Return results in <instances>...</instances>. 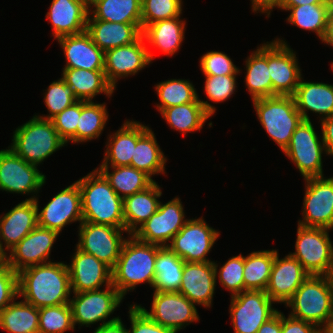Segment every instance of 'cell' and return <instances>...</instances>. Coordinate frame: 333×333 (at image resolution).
I'll use <instances>...</instances> for the list:
<instances>
[{"instance_id":"cell-1","label":"cell","mask_w":333,"mask_h":333,"mask_svg":"<svg viewBox=\"0 0 333 333\" xmlns=\"http://www.w3.org/2000/svg\"><path fill=\"white\" fill-rule=\"evenodd\" d=\"M19 298L36 308L67 304L72 294L65 262H49L18 272Z\"/></svg>"},{"instance_id":"cell-2","label":"cell","mask_w":333,"mask_h":333,"mask_svg":"<svg viewBox=\"0 0 333 333\" xmlns=\"http://www.w3.org/2000/svg\"><path fill=\"white\" fill-rule=\"evenodd\" d=\"M76 182L81 194L83 222L125 228L123 198L96 168Z\"/></svg>"},{"instance_id":"cell-3","label":"cell","mask_w":333,"mask_h":333,"mask_svg":"<svg viewBox=\"0 0 333 333\" xmlns=\"http://www.w3.org/2000/svg\"><path fill=\"white\" fill-rule=\"evenodd\" d=\"M121 254L112 269V285L125 298L141 283L152 287L155 280V261L158 245L138 240L133 234H126Z\"/></svg>"},{"instance_id":"cell-4","label":"cell","mask_w":333,"mask_h":333,"mask_svg":"<svg viewBox=\"0 0 333 333\" xmlns=\"http://www.w3.org/2000/svg\"><path fill=\"white\" fill-rule=\"evenodd\" d=\"M290 316L314 324L321 331L333 313V285L326 275H310L285 304Z\"/></svg>"},{"instance_id":"cell-5","label":"cell","mask_w":333,"mask_h":333,"mask_svg":"<svg viewBox=\"0 0 333 333\" xmlns=\"http://www.w3.org/2000/svg\"><path fill=\"white\" fill-rule=\"evenodd\" d=\"M11 148L29 164L40 166L53 153L68 145L49 119L33 116L13 132Z\"/></svg>"},{"instance_id":"cell-6","label":"cell","mask_w":333,"mask_h":333,"mask_svg":"<svg viewBox=\"0 0 333 333\" xmlns=\"http://www.w3.org/2000/svg\"><path fill=\"white\" fill-rule=\"evenodd\" d=\"M257 118L282 152L303 120L293 96H271L252 100Z\"/></svg>"},{"instance_id":"cell-7","label":"cell","mask_w":333,"mask_h":333,"mask_svg":"<svg viewBox=\"0 0 333 333\" xmlns=\"http://www.w3.org/2000/svg\"><path fill=\"white\" fill-rule=\"evenodd\" d=\"M319 136L311 120H302L283 151L298 168L303 179L324 176L322 155L327 153L322 136Z\"/></svg>"},{"instance_id":"cell-8","label":"cell","mask_w":333,"mask_h":333,"mask_svg":"<svg viewBox=\"0 0 333 333\" xmlns=\"http://www.w3.org/2000/svg\"><path fill=\"white\" fill-rule=\"evenodd\" d=\"M73 295L70 298L69 305L74 327L76 324L80 327L84 325L90 327V325L98 322H101L98 326H102L120 318L119 316L110 318L124 299L113 285L106 286L105 289L73 293Z\"/></svg>"},{"instance_id":"cell-9","label":"cell","mask_w":333,"mask_h":333,"mask_svg":"<svg viewBox=\"0 0 333 333\" xmlns=\"http://www.w3.org/2000/svg\"><path fill=\"white\" fill-rule=\"evenodd\" d=\"M329 229L297 226L295 257L310 275L328 276L333 262V243Z\"/></svg>"},{"instance_id":"cell-10","label":"cell","mask_w":333,"mask_h":333,"mask_svg":"<svg viewBox=\"0 0 333 333\" xmlns=\"http://www.w3.org/2000/svg\"><path fill=\"white\" fill-rule=\"evenodd\" d=\"M45 183L46 175L38 170V166L29 164L9 147L0 150L1 191L27 195L32 193L25 200H35Z\"/></svg>"},{"instance_id":"cell-11","label":"cell","mask_w":333,"mask_h":333,"mask_svg":"<svg viewBox=\"0 0 333 333\" xmlns=\"http://www.w3.org/2000/svg\"><path fill=\"white\" fill-rule=\"evenodd\" d=\"M78 229L79 239L76 247L95 256L113 269L128 238V236L123 237L124 232L128 233L125 228L82 222Z\"/></svg>"},{"instance_id":"cell-12","label":"cell","mask_w":333,"mask_h":333,"mask_svg":"<svg viewBox=\"0 0 333 333\" xmlns=\"http://www.w3.org/2000/svg\"><path fill=\"white\" fill-rule=\"evenodd\" d=\"M229 314L234 333H257L278 310L265 291L246 290L231 297Z\"/></svg>"},{"instance_id":"cell-13","label":"cell","mask_w":333,"mask_h":333,"mask_svg":"<svg viewBox=\"0 0 333 333\" xmlns=\"http://www.w3.org/2000/svg\"><path fill=\"white\" fill-rule=\"evenodd\" d=\"M184 211L180 197H175L167 203L160 201L157 211L133 235L146 243L168 246L189 220L185 219Z\"/></svg>"},{"instance_id":"cell-14","label":"cell","mask_w":333,"mask_h":333,"mask_svg":"<svg viewBox=\"0 0 333 333\" xmlns=\"http://www.w3.org/2000/svg\"><path fill=\"white\" fill-rule=\"evenodd\" d=\"M204 217L189 219L173 237L168 247L185 262H209L210 253L220 232L212 228Z\"/></svg>"},{"instance_id":"cell-15","label":"cell","mask_w":333,"mask_h":333,"mask_svg":"<svg viewBox=\"0 0 333 333\" xmlns=\"http://www.w3.org/2000/svg\"><path fill=\"white\" fill-rule=\"evenodd\" d=\"M304 180L303 220L298 225L333 230V177Z\"/></svg>"},{"instance_id":"cell-16","label":"cell","mask_w":333,"mask_h":333,"mask_svg":"<svg viewBox=\"0 0 333 333\" xmlns=\"http://www.w3.org/2000/svg\"><path fill=\"white\" fill-rule=\"evenodd\" d=\"M143 35L135 42L104 52V73L108 83L116 89L120 78L134 76L149 66L155 55L149 50Z\"/></svg>"},{"instance_id":"cell-17","label":"cell","mask_w":333,"mask_h":333,"mask_svg":"<svg viewBox=\"0 0 333 333\" xmlns=\"http://www.w3.org/2000/svg\"><path fill=\"white\" fill-rule=\"evenodd\" d=\"M296 52L282 38L268 42V69L272 96H293L302 77Z\"/></svg>"},{"instance_id":"cell-18","label":"cell","mask_w":333,"mask_h":333,"mask_svg":"<svg viewBox=\"0 0 333 333\" xmlns=\"http://www.w3.org/2000/svg\"><path fill=\"white\" fill-rule=\"evenodd\" d=\"M153 321L175 333L200 319L196 305L179 292L153 293L151 310L137 304Z\"/></svg>"},{"instance_id":"cell-19","label":"cell","mask_w":333,"mask_h":333,"mask_svg":"<svg viewBox=\"0 0 333 333\" xmlns=\"http://www.w3.org/2000/svg\"><path fill=\"white\" fill-rule=\"evenodd\" d=\"M34 201L38 209V225L41 227L60 234L65 226L83 222L81 194L76 181L55 194L41 211L38 197Z\"/></svg>"},{"instance_id":"cell-20","label":"cell","mask_w":333,"mask_h":333,"mask_svg":"<svg viewBox=\"0 0 333 333\" xmlns=\"http://www.w3.org/2000/svg\"><path fill=\"white\" fill-rule=\"evenodd\" d=\"M58 237V232L37 225L5 254V263L18 273L30 266L52 262L50 254Z\"/></svg>"},{"instance_id":"cell-21","label":"cell","mask_w":333,"mask_h":333,"mask_svg":"<svg viewBox=\"0 0 333 333\" xmlns=\"http://www.w3.org/2000/svg\"><path fill=\"white\" fill-rule=\"evenodd\" d=\"M71 263L68 264L72 293L101 289L112 285V269L95 256L79 250L76 246Z\"/></svg>"},{"instance_id":"cell-22","label":"cell","mask_w":333,"mask_h":333,"mask_svg":"<svg viewBox=\"0 0 333 333\" xmlns=\"http://www.w3.org/2000/svg\"><path fill=\"white\" fill-rule=\"evenodd\" d=\"M309 276L295 257L287 254L279 259L275 249L274 263L265 292L275 303L286 304Z\"/></svg>"},{"instance_id":"cell-23","label":"cell","mask_w":333,"mask_h":333,"mask_svg":"<svg viewBox=\"0 0 333 333\" xmlns=\"http://www.w3.org/2000/svg\"><path fill=\"white\" fill-rule=\"evenodd\" d=\"M216 284L213 261L185 262L179 293L195 305L212 308Z\"/></svg>"},{"instance_id":"cell-24","label":"cell","mask_w":333,"mask_h":333,"mask_svg":"<svg viewBox=\"0 0 333 333\" xmlns=\"http://www.w3.org/2000/svg\"><path fill=\"white\" fill-rule=\"evenodd\" d=\"M37 211L34 200H23L0 215V250L4 254L38 225Z\"/></svg>"},{"instance_id":"cell-25","label":"cell","mask_w":333,"mask_h":333,"mask_svg":"<svg viewBox=\"0 0 333 333\" xmlns=\"http://www.w3.org/2000/svg\"><path fill=\"white\" fill-rule=\"evenodd\" d=\"M89 0H52L46 19L55 40L86 31Z\"/></svg>"},{"instance_id":"cell-26","label":"cell","mask_w":333,"mask_h":333,"mask_svg":"<svg viewBox=\"0 0 333 333\" xmlns=\"http://www.w3.org/2000/svg\"><path fill=\"white\" fill-rule=\"evenodd\" d=\"M66 59L64 68L104 70V52L87 31L57 39Z\"/></svg>"},{"instance_id":"cell-27","label":"cell","mask_w":333,"mask_h":333,"mask_svg":"<svg viewBox=\"0 0 333 333\" xmlns=\"http://www.w3.org/2000/svg\"><path fill=\"white\" fill-rule=\"evenodd\" d=\"M148 127L139 121L125 120L116 132L108 135L104 158L100 166H131L137 138Z\"/></svg>"},{"instance_id":"cell-28","label":"cell","mask_w":333,"mask_h":333,"mask_svg":"<svg viewBox=\"0 0 333 333\" xmlns=\"http://www.w3.org/2000/svg\"><path fill=\"white\" fill-rule=\"evenodd\" d=\"M301 77L293 95L296 108L303 120H311L309 111L319 114L320 120L333 115V84L304 82ZM321 116V117H320Z\"/></svg>"},{"instance_id":"cell-29","label":"cell","mask_w":333,"mask_h":333,"mask_svg":"<svg viewBox=\"0 0 333 333\" xmlns=\"http://www.w3.org/2000/svg\"><path fill=\"white\" fill-rule=\"evenodd\" d=\"M86 31L103 51L135 42L142 35V23H117L88 19Z\"/></svg>"},{"instance_id":"cell-30","label":"cell","mask_w":333,"mask_h":333,"mask_svg":"<svg viewBox=\"0 0 333 333\" xmlns=\"http://www.w3.org/2000/svg\"><path fill=\"white\" fill-rule=\"evenodd\" d=\"M161 190L155 181L147 189L123 199L124 223L128 234H133L157 211L159 198L162 196Z\"/></svg>"},{"instance_id":"cell-31","label":"cell","mask_w":333,"mask_h":333,"mask_svg":"<svg viewBox=\"0 0 333 333\" xmlns=\"http://www.w3.org/2000/svg\"><path fill=\"white\" fill-rule=\"evenodd\" d=\"M61 75L79 101H94V97L102 93L111 99L115 91L106 80L104 70L63 68Z\"/></svg>"},{"instance_id":"cell-32","label":"cell","mask_w":333,"mask_h":333,"mask_svg":"<svg viewBox=\"0 0 333 333\" xmlns=\"http://www.w3.org/2000/svg\"><path fill=\"white\" fill-rule=\"evenodd\" d=\"M185 26L186 21L182 20L180 15L148 25L142 31V35L147 46L150 45L165 55L173 56L185 39Z\"/></svg>"},{"instance_id":"cell-33","label":"cell","mask_w":333,"mask_h":333,"mask_svg":"<svg viewBox=\"0 0 333 333\" xmlns=\"http://www.w3.org/2000/svg\"><path fill=\"white\" fill-rule=\"evenodd\" d=\"M245 88L252 100L272 96V80L268 69V42L258 46L246 58Z\"/></svg>"},{"instance_id":"cell-34","label":"cell","mask_w":333,"mask_h":333,"mask_svg":"<svg viewBox=\"0 0 333 333\" xmlns=\"http://www.w3.org/2000/svg\"><path fill=\"white\" fill-rule=\"evenodd\" d=\"M155 91L158 94L160 103H156V109L160 112L165 108L182 105L186 103H202L205 110L213 116L215 106L208 101L200 99L195 86L188 79H168L155 84Z\"/></svg>"},{"instance_id":"cell-35","label":"cell","mask_w":333,"mask_h":333,"mask_svg":"<svg viewBox=\"0 0 333 333\" xmlns=\"http://www.w3.org/2000/svg\"><path fill=\"white\" fill-rule=\"evenodd\" d=\"M166 162L167 157L157 143L156 135L152 129L148 127L137 138L131 166L145 172L152 178V175H159V173L165 174Z\"/></svg>"},{"instance_id":"cell-36","label":"cell","mask_w":333,"mask_h":333,"mask_svg":"<svg viewBox=\"0 0 333 333\" xmlns=\"http://www.w3.org/2000/svg\"><path fill=\"white\" fill-rule=\"evenodd\" d=\"M185 261L168 246H158L155 261V292H179Z\"/></svg>"},{"instance_id":"cell-37","label":"cell","mask_w":333,"mask_h":333,"mask_svg":"<svg viewBox=\"0 0 333 333\" xmlns=\"http://www.w3.org/2000/svg\"><path fill=\"white\" fill-rule=\"evenodd\" d=\"M141 1L89 0L88 19L117 23H141Z\"/></svg>"},{"instance_id":"cell-38","label":"cell","mask_w":333,"mask_h":333,"mask_svg":"<svg viewBox=\"0 0 333 333\" xmlns=\"http://www.w3.org/2000/svg\"><path fill=\"white\" fill-rule=\"evenodd\" d=\"M109 168L112 169L111 173ZM96 169L123 199L147 189L155 182L148 174L132 166H99Z\"/></svg>"},{"instance_id":"cell-39","label":"cell","mask_w":333,"mask_h":333,"mask_svg":"<svg viewBox=\"0 0 333 333\" xmlns=\"http://www.w3.org/2000/svg\"><path fill=\"white\" fill-rule=\"evenodd\" d=\"M16 300L0 312V328L8 333H39V309Z\"/></svg>"},{"instance_id":"cell-40","label":"cell","mask_w":333,"mask_h":333,"mask_svg":"<svg viewBox=\"0 0 333 333\" xmlns=\"http://www.w3.org/2000/svg\"><path fill=\"white\" fill-rule=\"evenodd\" d=\"M169 127L179 131L183 136L202 129L205 122L212 117L202 103H186L171 106L160 111Z\"/></svg>"},{"instance_id":"cell-41","label":"cell","mask_w":333,"mask_h":333,"mask_svg":"<svg viewBox=\"0 0 333 333\" xmlns=\"http://www.w3.org/2000/svg\"><path fill=\"white\" fill-rule=\"evenodd\" d=\"M331 3L305 4L300 6H281L279 9L288 11L287 22L308 31L315 32L321 40L327 23V15Z\"/></svg>"},{"instance_id":"cell-42","label":"cell","mask_w":333,"mask_h":333,"mask_svg":"<svg viewBox=\"0 0 333 333\" xmlns=\"http://www.w3.org/2000/svg\"><path fill=\"white\" fill-rule=\"evenodd\" d=\"M274 258L275 249L253 251L244 256L245 291H265L267 289Z\"/></svg>"},{"instance_id":"cell-43","label":"cell","mask_w":333,"mask_h":333,"mask_svg":"<svg viewBox=\"0 0 333 333\" xmlns=\"http://www.w3.org/2000/svg\"><path fill=\"white\" fill-rule=\"evenodd\" d=\"M109 118L106 103L81 101V117L77 124L76 143L98 139Z\"/></svg>"},{"instance_id":"cell-44","label":"cell","mask_w":333,"mask_h":333,"mask_svg":"<svg viewBox=\"0 0 333 333\" xmlns=\"http://www.w3.org/2000/svg\"><path fill=\"white\" fill-rule=\"evenodd\" d=\"M75 330L69 303L39 308V333H65Z\"/></svg>"},{"instance_id":"cell-45","label":"cell","mask_w":333,"mask_h":333,"mask_svg":"<svg viewBox=\"0 0 333 333\" xmlns=\"http://www.w3.org/2000/svg\"><path fill=\"white\" fill-rule=\"evenodd\" d=\"M215 277H217L221 286L224 287L231 297L238 295L245 291V284L243 278L244 270V256L240 253L237 256H232L226 263L218 269V264L213 261Z\"/></svg>"},{"instance_id":"cell-46","label":"cell","mask_w":333,"mask_h":333,"mask_svg":"<svg viewBox=\"0 0 333 333\" xmlns=\"http://www.w3.org/2000/svg\"><path fill=\"white\" fill-rule=\"evenodd\" d=\"M182 0H142V31L150 24L180 16L183 12Z\"/></svg>"},{"instance_id":"cell-47","label":"cell","mask_w":333,"mask_h":333,"mask_svg":"<svg viewBox=\"0 0 333 333\" xmlns=\"http://www.w3.org/2000/svg\"><path fill=\"white\" fill-rule=\"evenodd\" d=\"M44 92V104L49 112L48 115L40 116L42 119H51L58 113L65 110L67 107L73 105L78 101L72 88L65 83L60 77L58 80L52 81Z\"/></svg>"},{"instance_id":"cell-48","label":"cell","mask_w":333,"mask_h":333,"mask_svg":"<svg viewBox=\"0 0 333 333\" xmlns=\"http://www.w3.org/2000/svg\"><path fill=\"white\" fill-rule=\"evenodd\" d=\"M206 97L213 103L225 102L237 89V75H204Z\"/></svg>"},{"instance_id":"cell-49","label":"cell","mask_w":333,"mask_h":333,"mask_svg":"<svg viewBox=\"0 0 333 333\" xmlns=\"http://www.w3.org/2000/svg\"><path fill=\"white\" fill-rule=\"evenodd\" d=\"M81 117V101L75 102L50 120L59 133V136L67 143L76 144V130Z\"/></svg>"},{"instance_id":"cell-50","label":"cell","mask_w":333,"mask_h":333,"mask_svg":"<svg viewBox=\"0 0 333 333\" xmlns=\"http://www.w3.org/2000/svg\"><path fill=\"white\" fill-rule=\"evenodd\" d=\"M200 69L204 75H239L240 69L222 51H210L202 55Z\"/></svg>"},{"instance_id":"cell-51","label":"cell","mask_w":333,"mask_h":333,"mask_svg":"<svg viewBox=\"0 0 333 333\" xmlns=\"http://www.w3.org/2000/svg\"><path fill=\"white\" fill-rule=\"evenodd\" d=\"M128 313L131 321L128 333H175L153 321L137 304L130 305Z\"/></svg>"},{"instance_id":"cell-52","label":"cell","mask_w":333,"mask_h":333,"mask_svg":"<svg viewBox=\"0 0 333 333\" xmlns=\"http://www.w3.org/2000/svg\"><path fill=\"white\" fill-rule=\"evenodd\" d=\"M18 298V273L4 263L0 265V312Z\"/></svg>"},{"instance_id":"cell-53","label":"cell","mask_w":333,"mask_h":333,"mask_svg":"<svg viewBox=\"0 0 333 333\" xmlns=\"http://www.w3.org/2000/svg\"><path fill=\"white\" fill-rule=\"evenodd\" d=\"M314 324L294 318L281 312V333H320Z\"/></svg>"},{"instance_id":"cell-54","label":"cell","mask_w":333,"mask_h":333,"mask_svg":"<svg viewBox=\"0 0 333 333\" xmlns=\"http://www.w3.org/2000/svg\"><path fill=\"white\" fill-rule=\"evenodd\" d=\"M321 121V133L327 155L333 156V115Z\"/></svg>"},{"instance_id":"cell-55","label":"cell","mask_w":333,"mask_h":333,"mask_svg":"<svg viewBox=\"0 0 333 333\" xmlns=\"http://www.w3.org/2000/svg\"><path fill=\"white\" fill-rule=\"evenodd\" d=\"M285 0H251V8L254 13H266L267 18L270 17L274 8H280Z\"/></svg>"},{"instance_id":"cell-56","label":"cell","mask_w":333,"mask_h":333,"mask_svg":"<svg viewBox=\"0 0 333 333\" xmlns=\"http://www.w3.org/2000/svg\"><path fill=\"white\" fill-rule=\"evenodd\" d=\"M257 333H281V312L278 311L258 329Z\"/></svg>"},{"instance_id":"cell-57","label":"cell","mask_w":333,"mask_h":333,"mask_svg":"<svg viewBox=\"0 0 333 333\" xmlns=\"http://www.w3.org/2000/svg\"><path fill=\"white\" fill-rule=\"evenodd\" d=\"M93 333H128V329H126L121 318H119L113 322L98 326Z\"/></svg>"},{"instance_id":"cell-58","label":"cell","mask_w":333,"mask_h":333,"mask_svg":"<svg viewBox=\"0 0 333 333\" xmlns=\"http://www.w3.org/2000/svg\"><path fill=\"white\" fill-rule=\"evenodd\" d=\"M322 43L328 44L333 47V1L331 2L328 15H327V23L324 35L321 39Z\"/></svg>"},{"instance_id":"cell-59","label":"cell","mask_w":333,"mask_h":333,"mask_svg":"<svg viewBox=\"0 0 333 333\" xmlns=\"http://www.w3.org/2000/svg\"><path fill=\"white\" fill-rule=\"evenodd\" d=\"M333 0H285L282 6H300L305 4L331 3Z\"/></svg>"},{"instance_id":"cell-60","label":"cell","mask_w":333,"mask_h":333,"mask_svg":"<svg viewBox=\"0 0 333 333\" xmlns=\"http://www.w3.org/2000/svg\"><path fill=\"white\" fill-rule=\"evenodd\" d=\"M322 333H333V313L329 319L328 324L322 330Z\"/></svg>"},{"instance_id":"cell-61","label":"cell","mask_w":333,"mask_h":333,"mask_svg":"<svg viewBox=\"0 0 333 333\" xmlns=\"http://www.w3.org/2000/svg\"><path fill=\"white\" fill-rule=\"evenodd\" d=\"M5 263V254L0 250V265Z\"/></svg>"},{"instance_id":"cell-62","label":"cell","mask_w":333,"mask_h":333,"mask_svg":"<svg viewBox=\"0 0 333 333\" xmlns=\"http://www.w3.org/2000/svg\"><path fill=\"white\" fill-rule=\"evenodd\" d=\"M329 279H330V281H331V283H332V285H333V262H332V268H331V271H330V273H329Z\"/></svg>"},{"instance_id":"cell-63","label":"cell","mask_w":333,"mask_h":333,"mask_svg":"<svg viewBox=\"0 0 333 333\" xmlns=\"http://www.w3.org/2000/svg\"><path fill=\"white\" fill-rule=\"evenodd\" d=\"M330 67H331V70H333V62H331V66Z\"/></svg>"}]
</instances>
